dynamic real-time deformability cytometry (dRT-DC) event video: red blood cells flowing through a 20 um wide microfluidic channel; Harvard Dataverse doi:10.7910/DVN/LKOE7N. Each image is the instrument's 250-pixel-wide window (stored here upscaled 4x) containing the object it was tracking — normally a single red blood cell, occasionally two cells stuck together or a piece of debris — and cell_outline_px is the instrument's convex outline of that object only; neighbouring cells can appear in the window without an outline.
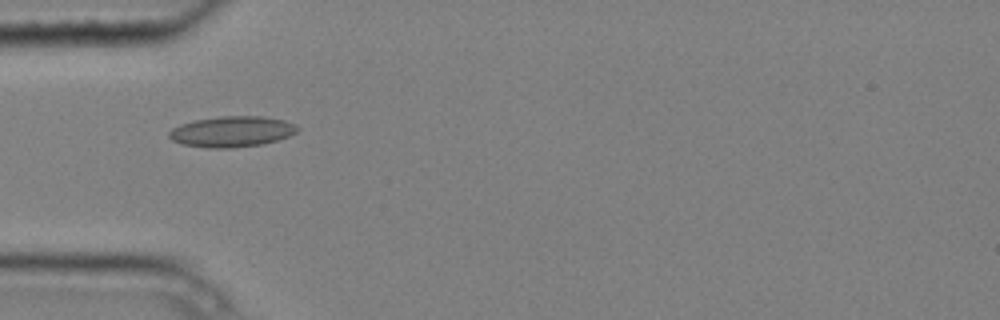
{"species": "common noctule bat (a hibernating species)", "species_latin": "Nyctalus noctula", "temperature_condition": "cold", "stored_images_in_passage": 9, "camera_frame_rate_fps": 3000, "um_per_image_px": 0.085, "animal": {"sex": "male", "body_mass_g": 20.4}, "frame": {"image": 1, "passage_image": 4, "time_ms": 1.0, "image_size_px": [1000, 320], "cell_outline_px": [[300, 128], [296, 132], [288, 136], [276, 140], [260, 144], [232, 148], [208, 148], [180, 144], [172, 140], [168, 136], [168, 132], [172, 128], [180, 124], [196, 120], [220, 116], [264, 116], [284, 120], [296, 124]], "centroid_in_image_um": [19.69, 11.18], "position_along_channel_um": 65.3, "area_um2": 23.06}}
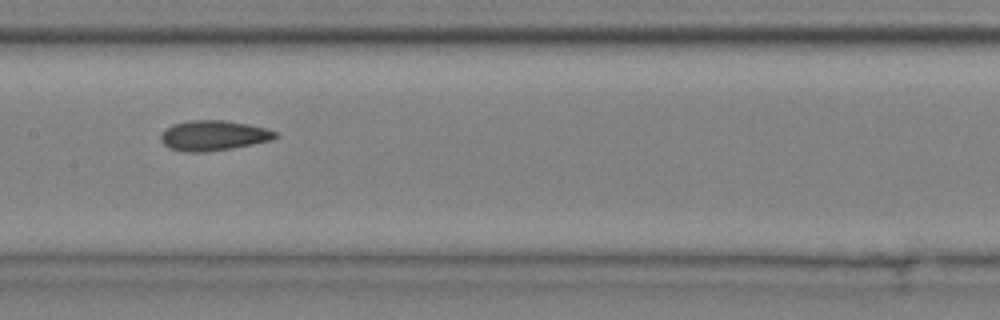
{"frame": {"image": 2, "passage_image": 7, "time_ms": 2.0, "image_size_px": [1000, 320], "cell_outline_px": [[280, 136], [272, 140], [232, 148], [208, 152], [184, 152], [168, 148], [160, 140], [160, 136], [172, 124], [188, 120], [224, 120], [248, 124], [268, 128], [276, 132]], "centroid_in_image_um": [18.16, 11.52], "position_along_channel_um": 189.2, "area_um2": 20.29}}
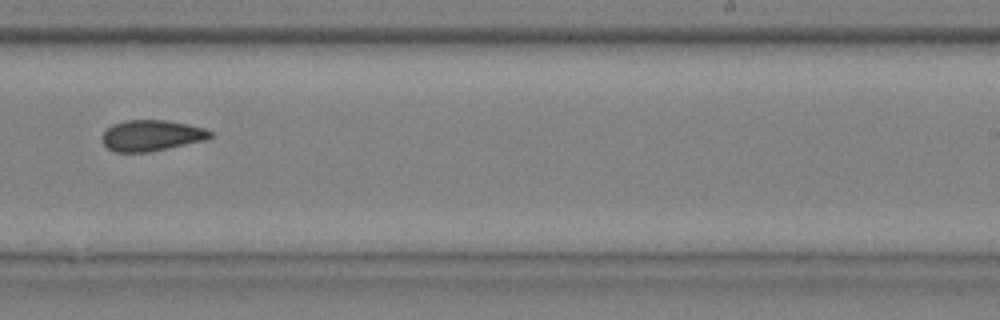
{"frame": {"image": 3, "passage_image": 9, "time_ms": 2.667, "image_size_px": [1000, 320], "cell_outline_px": [[212, 136], [204, 140], [168, 148], [148, 152], [112, 152], [104, 144], [100, 136], [112, 124], [124, 120], [168, 120], [188, 124], [204, 128], [212, 132]], "centroid_in_image_um": [12.84, 11.51], "position_along_channel_um": 276.2, "area_um2": 19.54}}